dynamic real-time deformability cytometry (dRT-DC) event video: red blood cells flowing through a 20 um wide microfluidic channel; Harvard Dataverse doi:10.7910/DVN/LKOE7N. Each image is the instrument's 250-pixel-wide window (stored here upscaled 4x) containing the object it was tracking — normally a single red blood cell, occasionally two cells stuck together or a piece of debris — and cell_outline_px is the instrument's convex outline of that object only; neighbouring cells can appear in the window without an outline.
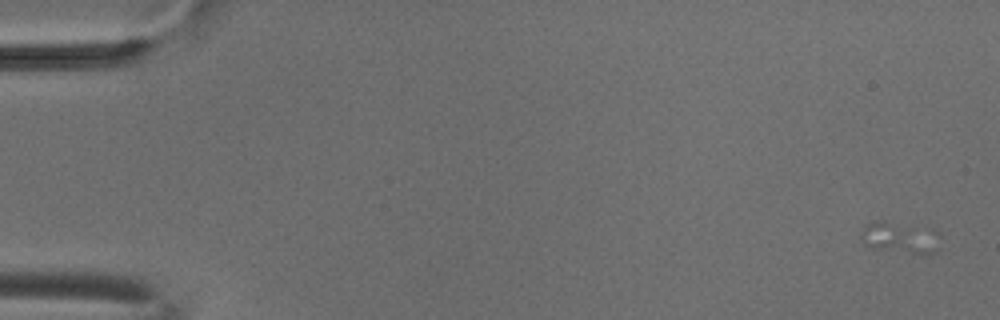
{"species": "common noctule bat (a hibernating species)", "species_latin": "Nyctalus noctula", "temperature_condition": "cold", "stored_images_in_passage": 3, "camera_frame_rate_fps": 3000, "um_per_image_px": 0.085, "animal": {"sex": "male", "body_mass_g": 18.8}, "frame": {"image": 1, "passage_image": 1, "time_ms": 0.0, "image_size_px": [1000, 320], "cell_outline_px": [[932, 252], [928, 256], [876, 248], [864, 244], [860, 236], [864, 224], [876, 220], [884, 220], [912, 228]], "centroid_in_image_um": [75.94, 20.22], "position_along_channel_um": 9.1, "area_um2": 11.68}}